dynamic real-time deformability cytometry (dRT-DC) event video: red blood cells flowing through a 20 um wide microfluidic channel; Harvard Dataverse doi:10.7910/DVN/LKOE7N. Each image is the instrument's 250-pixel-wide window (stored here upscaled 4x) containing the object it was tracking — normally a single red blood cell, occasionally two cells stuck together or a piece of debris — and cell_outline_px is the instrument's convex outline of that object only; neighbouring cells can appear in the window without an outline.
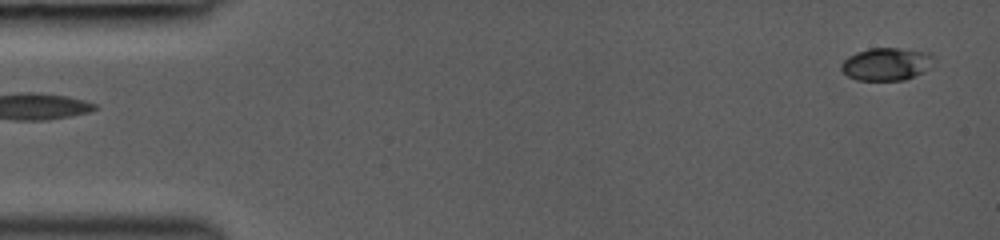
{"species": "common noctule bat (a hibernating species)", "species_latin": "Nyctalus noctula", "temperature_condition": "room temperature", "stored_images_in_passage": 44, "camera_frame_rate_fps": 3000, "um_per_image_px": 0.085, "animal": {"sex": "female", "body_mass_g": 19.0, "forearm_length_mm": 53.3}, "frame": {"image": 1, "passage_image": 1, "time_ms": 0.0, "image_size_px": [1000, 240], "cell_outline_px": [[936, 64], [932, 68], [924, 72], [904, 80], [856, 80], [848, 76], [840, 68], [840, 64], [848, 56], [856, 52], [868, 48], [900, 48], [932, 52]], "centroid_in_image_um": [75.41, 5.43], "position_along_channel_um": 9.6, "area_um2": 18.09}}
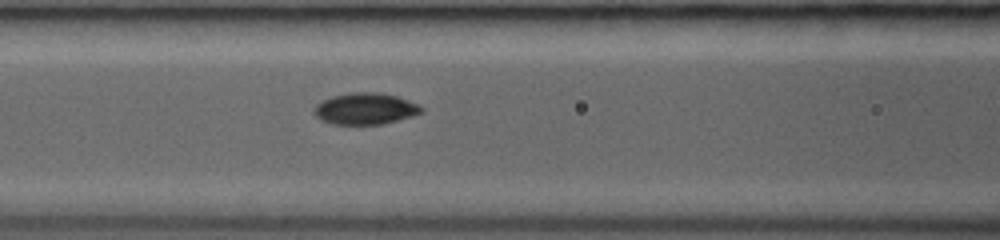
{"frame": {"image": 2, "passage_image": 19, "time_ms": 6.0, "image_size_px": [1000, 240], "cell_outline_px": [[424, 112], [412, 116], [384, 124], [332, 124], [320, 120], [316, 116], [312, 108], [316, 104], [332, 96], [352, 92], [376, 92], [396, 96], [420, 104], [424, 108]], "centroid_in_image_um": [31.06, 9.24], "position_along_channel_um": 135.5, "area_um2": 19.83}}
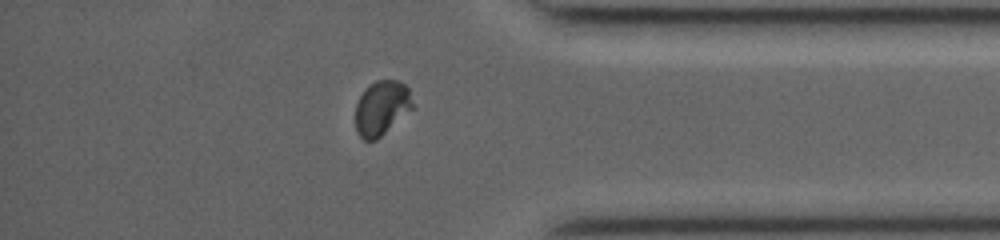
{"frame": {"image": 3, "passage_image": 38, "time_ms": 12.333, "image_size_px": [1000, 240], "cell_outline_px": [[412, 108], [376, 140], [364, 140], [356, 132], [356, 104], [360, 96], [368, 84], [376, 80], [396, 80], [404, 84], [408, 88], [412, 104]], "centroid_in_image_um": [32.4, 9.16], "position_along_channel_um": 402.8, "area_um2": 17.86}, "authors_computed_cell_mechanics": {"area_um2": 18.6694, "velocity_mm_per_s": 4.3134, "shape_relaxation_time_tau1_ms": 2.1018, "shape_relaxation_time_tau2_ms": 1.2808, "deformation_change_tau1": 0.1002, "deformation_change_tau2": 0.0213}}